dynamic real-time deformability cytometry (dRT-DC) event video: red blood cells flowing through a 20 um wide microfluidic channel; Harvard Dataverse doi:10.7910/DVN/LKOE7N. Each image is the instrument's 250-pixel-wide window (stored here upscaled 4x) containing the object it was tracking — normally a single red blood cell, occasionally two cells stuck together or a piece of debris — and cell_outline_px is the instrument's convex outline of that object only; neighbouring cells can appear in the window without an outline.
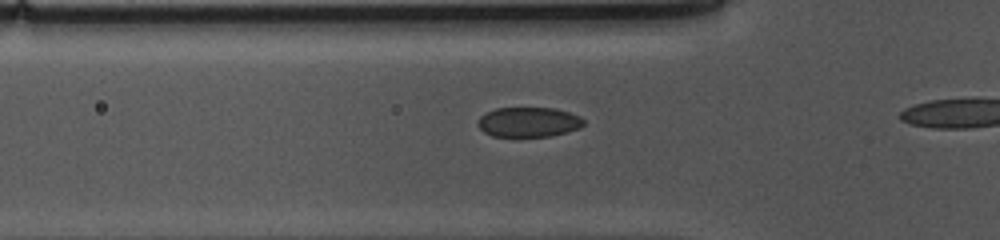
{"species": "common noctule bat (a hibernating species)", "species_latin": "Nyctalus noctula", "temperature_condition": "cold", "stored_images_in_passage": 13, "camera_frame_rate_fps": 3000, "um_per_image_px": 0.085, "animal": {"sex": "female", "body_mass_g": 10.0, "forearm_length_mm": 53.1}, "frame": {"image": 1, "passage_image": 8, "time_ms": 2.333, "image_size_px": [1000, 240], "cell_outline_px": [[584, 124], [580, 128], [568, 132], [548, 136], [492, 136], [484, 132], [476, 124], [476, 120], [484, 112], [496, 108], [556, 108], [580, 116], [584, 120]], "centroid_in_image_um": [44.9, 10.37], "position_along_channel_um": 80.9, "area_um2": 18.55}}
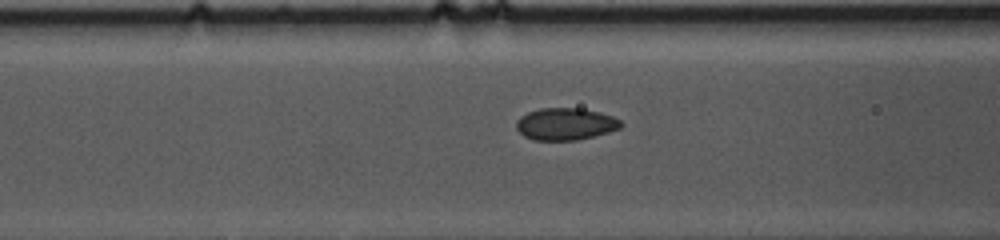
{"frame": {"image": 2, "passage_image": 11, "time_ms": 3.333, "image_size_px": [1000, 240], "cell_outline_px": [[624, 124], [620, 128], [608, 132], [576, 140], [532, 140], [524, 136], [516, 128], [516, 120], [520, 116], [528, 112], [540, 108], [580, 108], [600, 112], [612, 116], [620, 120]], "centroid_in_image_um": [48.05, 10.53], "position_along_channel_um": 118.6, "area_um2": 19.59}}